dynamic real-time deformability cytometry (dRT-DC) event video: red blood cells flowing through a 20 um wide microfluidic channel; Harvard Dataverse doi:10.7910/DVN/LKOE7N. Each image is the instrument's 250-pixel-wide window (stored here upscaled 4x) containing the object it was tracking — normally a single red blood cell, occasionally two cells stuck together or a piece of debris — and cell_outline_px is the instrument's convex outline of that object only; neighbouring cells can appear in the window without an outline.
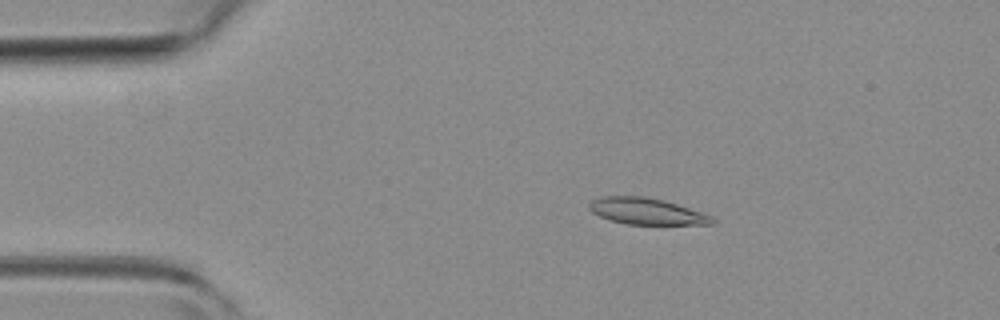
{"species": "common noctule bat (a hibernating species)", "species_latin": "Nyctalus noctula", "temperature_condition": "room temperature", "stored_images_in_passage": 49, "camera_frame_rate_fps": 3000, "um_per_image_px": 0.085, "animal": {"sex": "female", "body_mass_g": 19.3, "forearm_length_mm": 54.1}, "frame": {"image": 1, "passage_image": 8, "time_ms": 2.333, "image_size_px": [1000, 320], "cell_outline_px": [[716, 224], [628, 224], [612, 220], [600, 216], [592, 212], [588, 208], [588, 204], [592, 200], [600, 196], [644, 196], [664, 200], [712, 216], [716, 220]], "centroid_in_image_um": [54.94, 17.95], "position_along_channel_um": 30.1, "area_um2": 18.79}}
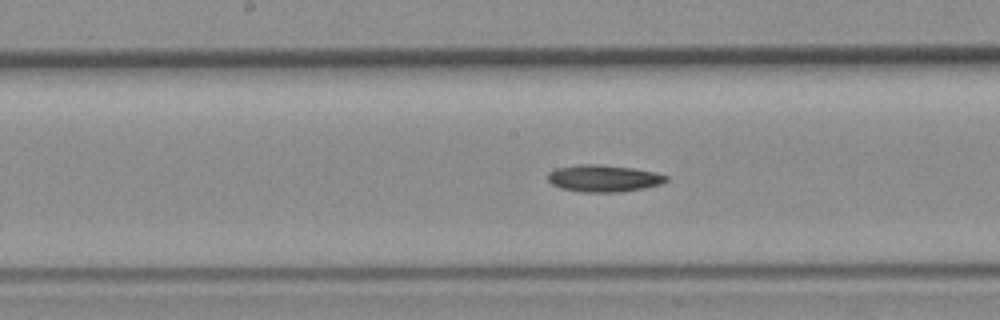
{"frame": {"image": 2, "passage_image": 24, "time_ms": 7.667, "image_size_px": [1000, 320], "cell_outline_px": [[668, 180], [660, 184], [644, 188], [620, 192], [580, 192], [560, 188], [552, 184], [548, 180], [548, 172], [556, 168], [580, 164], [596, 164], [632, 168], [656, 172], [668, 176]], "centroid_in_image_um": [51.3, 15.16], "position_along_channel_um": 196.9, "area_um2": 18.61}}
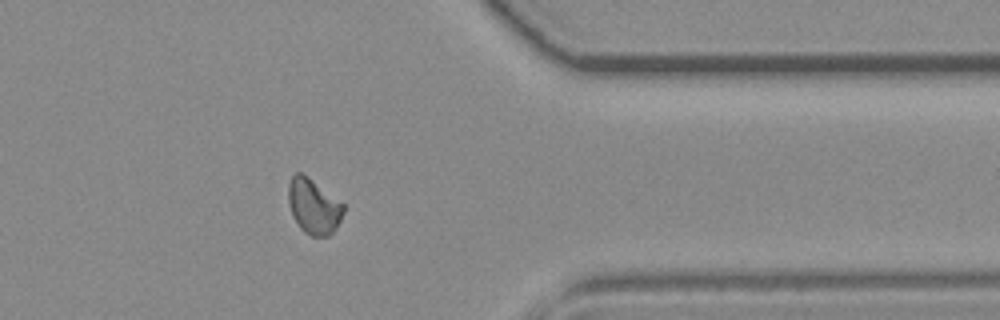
{"frame": {"image": 3, "passage_image": 39, "time_ms": 12.667, "image_size_px": [1000, 320], "cell_outline_px": [[344, 212], [336, 228], [328, 236], [312, 236], [304, 232], [300, 228], [292, 216], [288, 204], [288, 184], [292, 176], [296, 172], [300, 172], [308, 176], [344, 204]], "centroid_in_image_um": [26.64, 17.53], "position_along_channel_um": 384.8, "area_um2": 17.8}}